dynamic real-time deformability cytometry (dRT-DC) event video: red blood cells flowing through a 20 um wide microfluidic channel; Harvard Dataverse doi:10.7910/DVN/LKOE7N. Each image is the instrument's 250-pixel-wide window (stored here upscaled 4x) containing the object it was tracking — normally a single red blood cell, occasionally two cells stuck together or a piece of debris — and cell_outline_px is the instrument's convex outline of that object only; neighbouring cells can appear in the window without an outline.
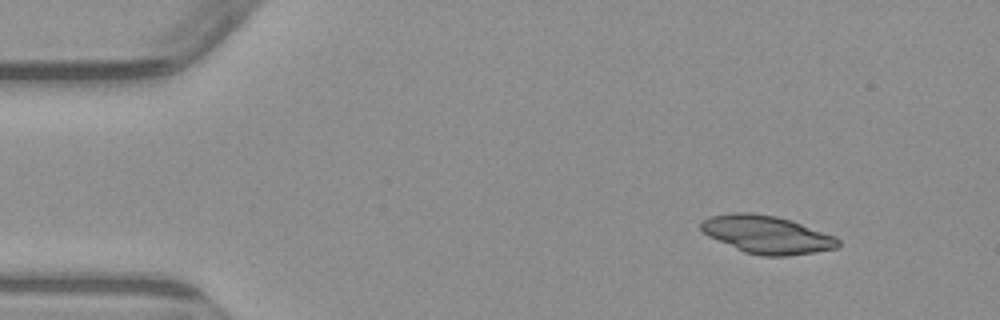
{"species": "common noctule bat (a hibernating species)", "species_latin": "Nyctalus noctula", "temperature_condition": "warm", "stored_images_in_passage": 6, "camera_frame_rate_fps": 3000, "um_per_image_px": 0.085, "animal": {"sex": "male", "body_mass_g": 23.1, "forearm_length_mm": 52.7}, "frame": {"image": 1, "passage_image": 1, "time_ms": 0.0, "image_size_px": [1000, 320], "cell_outline_px": [[840, 244], [836, 248], [816, 252], [788, 256], [760, 256], [744, 252], [708, 236], [700, 228], [700, 224], [708, 216], [732, 212], [752, 212], [776, 216], [836, 236], [840, 240]], "centroid_in_image_um": [65.17, 19.94], "position_along_channel_um": 19.8, "area_um2": 30.23}}